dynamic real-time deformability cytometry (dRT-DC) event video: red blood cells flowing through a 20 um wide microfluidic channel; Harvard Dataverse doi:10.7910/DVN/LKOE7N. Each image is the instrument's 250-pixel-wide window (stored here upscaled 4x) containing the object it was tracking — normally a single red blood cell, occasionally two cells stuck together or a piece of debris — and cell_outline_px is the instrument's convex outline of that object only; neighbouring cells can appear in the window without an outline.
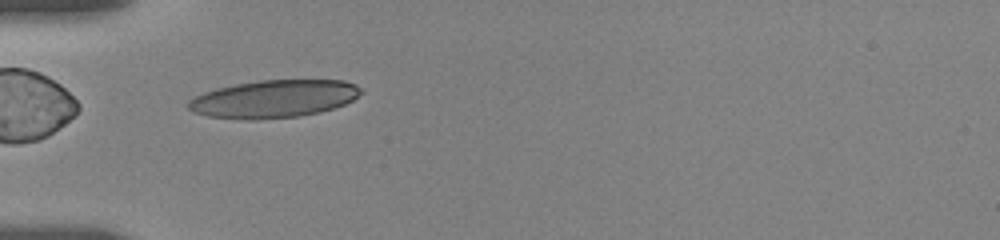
{"species": "human", "species_latin": "Homo sapiens", "temperature_condition": "room temperature", "stored_images_in_passage": 37, "camera_frame_rate_fps": 3000, "um_per_image_px": 0.085, "donor": {"sex": "female"}, "frame": {"image": 1, "passage_image": 1, "time_ms": 0.0, "image_size_px": [1000, 240], "cell_outline_px": [[364, 92], [352, 100], [344, 104], [320, 112], [300, 116], [256, 120], [248, 120], [208, 116], [192, 112], [184, 104], [188, 100], [204, 92], [216, 88], [236, 84], [260, 80], [344, 80], [356, 84], [364, 88]], "centroid_in_image_um": [23.28, 8.4], "position_along_channel_um": 61.7, "area_um2": 38.26}}
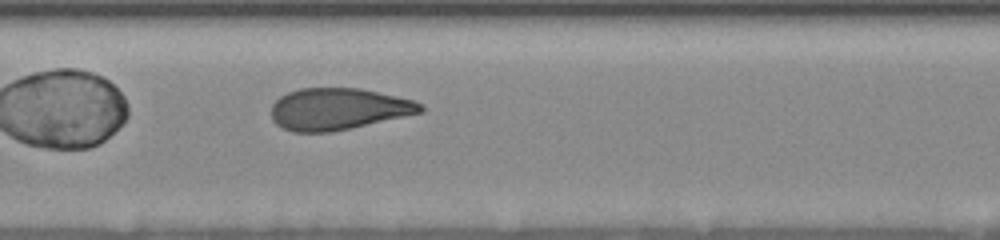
{"frame": {"image": 2, "passage_image": 11, "time_ms": 3.333, "image_size_px": [1000, 240], "cell_outline_px": [[424, 112], [352, 128], [332, 132], [292, 132], [276, 124], [272, 120], [272, 104], [280, 96], [288, 92], [300, 88], [360, 88], [396, 96], [412, 100], [420, 104], [424, 108]], "centroid_in_image_um": [28.74, 9.27], "position_along_channel_um": 178.7, "area_um2": 36.3}}
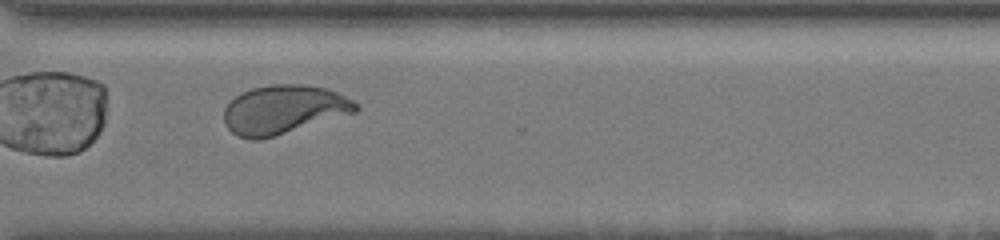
{"frame": {"image": 3, "passage_image": 25, "time_ms": 8.0, "image_size_px": [1000, 240], "cell_outline_px": [[360, 108], [356, 112], [260, 140], [252, 140], [236, 136], [224, 124], [224, 108], [236, 96], [252, 88], [272, 84], [304, 84], [324, 88], [336, 92], [352, 100]], "centroid_in_image_um": [24.08, 9.32], "position_along_channel_um": 346.5, "area_um2": 37.22}, "authors_computed_cell_mechanics": {"area_um2": 37.2232, "velocity_mm_per_s": 3.6124, "shape_relaxation_time_tau1_ms": 4.2807, "shape_relaxation_time_tau2_ms": null, "deformation_change_tau1": 0.1786, "deformation_change_tau2": null}}